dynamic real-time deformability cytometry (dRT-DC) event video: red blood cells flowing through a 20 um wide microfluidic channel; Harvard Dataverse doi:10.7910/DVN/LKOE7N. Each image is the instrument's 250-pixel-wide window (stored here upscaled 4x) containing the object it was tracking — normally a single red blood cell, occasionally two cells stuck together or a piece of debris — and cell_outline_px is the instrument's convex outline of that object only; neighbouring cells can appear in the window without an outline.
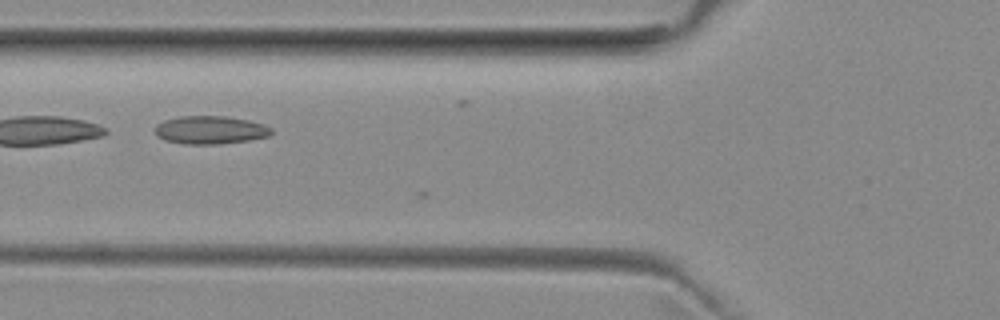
{"species": "common noctule bat (a hibernating species)", "species_latin": "Nyctalus noctula", "temperature_condition": "room temperature", "stored_images_in_passage": 5, "camera_frame_rate_fps": 3000, "um_per_image_px": 0.085, "animal": {"sex": "female", "body_mass_g": 29.2, "forearm_length_mm": 56.3}, "frame": {"image": 1, "passage_image": 4, "time_ms": 1.0, "image_size_px": [1000, 320], "cell_outline_px": [[272, 132], [268, 136], [248, 140], [220, 144], [184, 144], [164, 140], [156, 136], [156, 124], [164, 120], [180, 116], [224, 116], [248, 120], [264, 124], [272, 128]], "centroid_in_image_um": [17.86, 11.05], "position_along_channel_um": 107.9, "area_um2": 19.07}}